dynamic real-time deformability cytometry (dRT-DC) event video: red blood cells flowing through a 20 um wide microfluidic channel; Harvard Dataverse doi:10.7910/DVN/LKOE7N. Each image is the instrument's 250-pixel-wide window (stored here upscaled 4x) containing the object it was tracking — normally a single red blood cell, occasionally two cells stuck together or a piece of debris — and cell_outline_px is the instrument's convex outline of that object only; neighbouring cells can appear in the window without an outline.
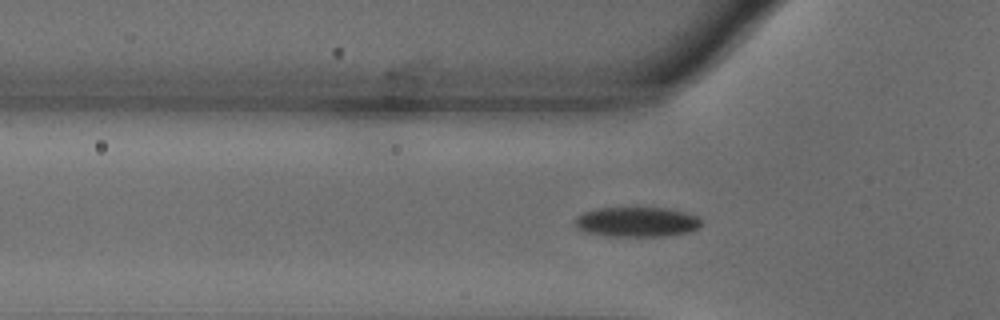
{"species": "common noctule bat (a hibernating species)", "species_latin": "Nyctalus noctula", "temperature_condition": "warm", "stored_images_in_passage": 47, "camera_frame_rate_fps": 3000, "um_per_image_px": 0.085, "animal": {"sex": "male", "body_mass_g": 18.8}, "frame": {"image": 1, "passage_image": 8, "time_ms": 2.333, "image_size_px": [1000, 320], "cell_outline_px": [[700, 224], [696, 228], [688, 232], [668, 236], [608, 236], [588, 232], [580, 228], [576, 224], [576, 220], [584, 212], [596, 208], [668, 208], [688, 212], [700, 216]], "centroid_in_image_um": [54.21, 18.85], "position_along_channel_um": 71.6, "area_um2": 21.79}}
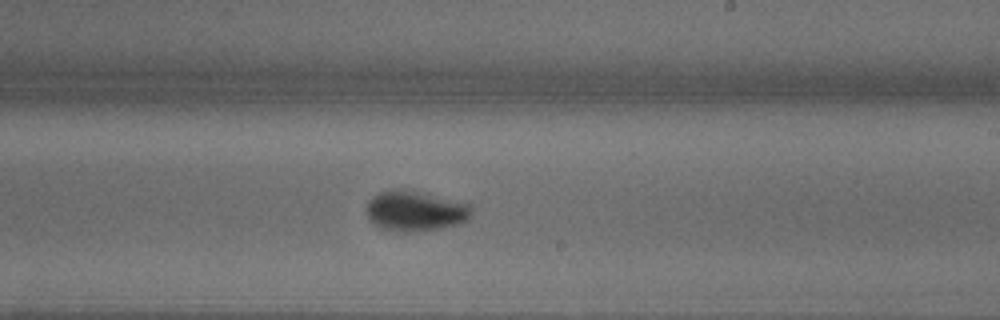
{"frame": {"image": 2, "passage_image": 23, "time_ms": 7.333, "image_size_px": [1000, 320], "cell_outline_px": [[472, 212], [460, 224], [444, 228], [420, 232], [392, 232], [380, 228], [372, 224], [368, 216], [368, 200], [372, 196], [380, 192], [428, 192], [472, 204]], "centroid_in_image_um": [35.34, 17.98], "position_along_channel_um": 253.7, "area_um2": 24.74}}
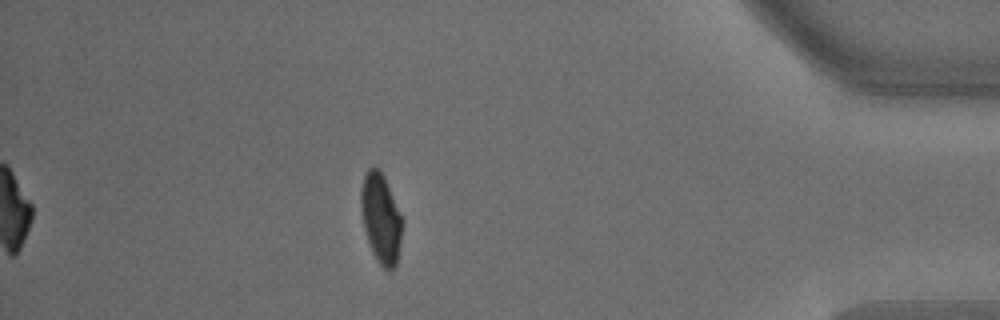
{"frame": {"image": 3, "passage_image": 39, "time_ms": 12.667, "image_size_px": [1000, 320], "cell_outline_px": [[404, 220], [400, 244], [396, 264], [388, 272], [376, 260], [372, 252], [364, 228], [360, 208], [360, 192], [364, 176], [368, 168], [380, 168], [384, 176]], "centroid_in_image_um": [32.38, 18.55], "position_along_channel_um": 402.8, "area_um2": 21.73}, "authors_computed_cell_mechanics": {"area_um2": 21.7906, "velocity_mm_per_s": 3.62, "shape_relaxation_time_tau1_ms": 3.1183, "shape_relaxation_time_tau2_ms": 1.7333, "deformation_change_tau1": 0.134, "deformation_change_tau2": 0.0385}}